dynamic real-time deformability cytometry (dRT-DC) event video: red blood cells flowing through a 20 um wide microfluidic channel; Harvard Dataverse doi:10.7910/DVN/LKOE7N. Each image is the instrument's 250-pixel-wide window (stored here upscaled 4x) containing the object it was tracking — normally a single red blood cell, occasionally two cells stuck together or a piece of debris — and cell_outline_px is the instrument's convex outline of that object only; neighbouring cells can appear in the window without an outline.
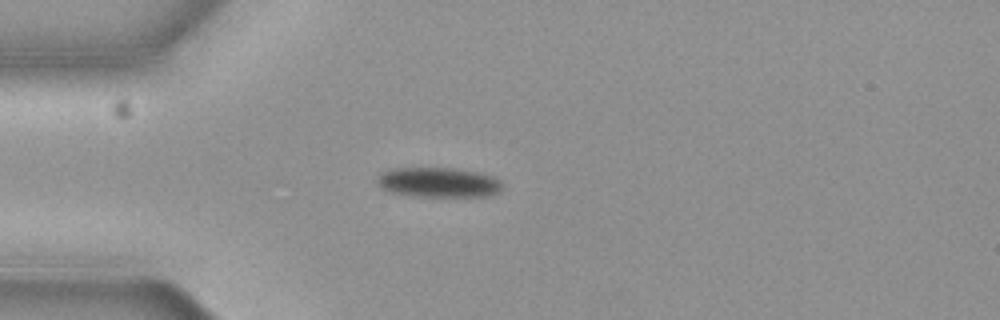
{"species": "common noctule bat (a hibernating species)", "species_latin": "Nyctalus noctula", "temperature_condition": "cold", "stored_images_in_passage": 7, "camera_frame_rate_fps": 3000, "um_per_image_px": 0.085, "animal": {"sex": "female", "body_mass_g": 19.3, "forearm_length_mm": 54.1}, "frame": {"image": 1, "passage_image": 5, "time_ms": 1.333, "image_size_px": [1000, 320], "cell_outline_px": [[500, 192], [492, 196], [412, 196], [388, 192], [380, 188], [376, 184], [376, 180], [380, 172], [392, 168], [452, 168], [476, 172], [492, 176], [500, 180]], "centroid_in_image_um": [37.19, 15.51], "position_along_channel_um": 47.8, "area_um2": 21.96}}
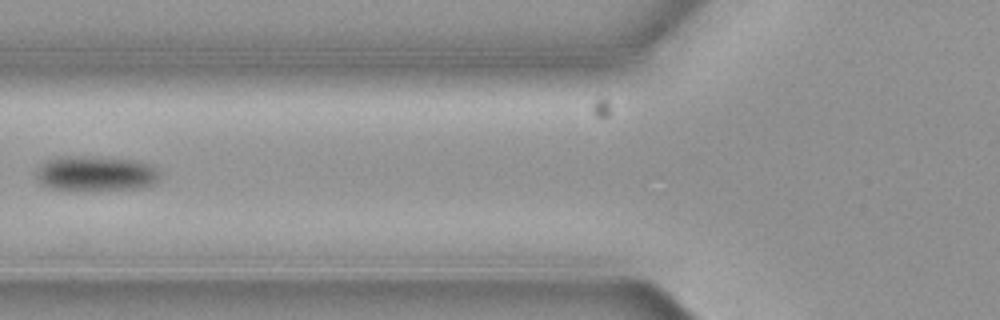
{"frame": {"image": 2, "passage_image": 7, "time_ms": 2.0, "image_size_px": [1000, 320], "cell_outline_px": [[160, 180], [156, 184], [140, 188], [52, 188], [40, 184], [36, 176], [36, 168], [40, 164], [56, 156], [100, 156], [136, 160], [152, 164], [160, 172]], "centroid_in_image_um": [8.18, 14.69], "position_along_channel_um": 117.6, "area_um2": 25.2}}